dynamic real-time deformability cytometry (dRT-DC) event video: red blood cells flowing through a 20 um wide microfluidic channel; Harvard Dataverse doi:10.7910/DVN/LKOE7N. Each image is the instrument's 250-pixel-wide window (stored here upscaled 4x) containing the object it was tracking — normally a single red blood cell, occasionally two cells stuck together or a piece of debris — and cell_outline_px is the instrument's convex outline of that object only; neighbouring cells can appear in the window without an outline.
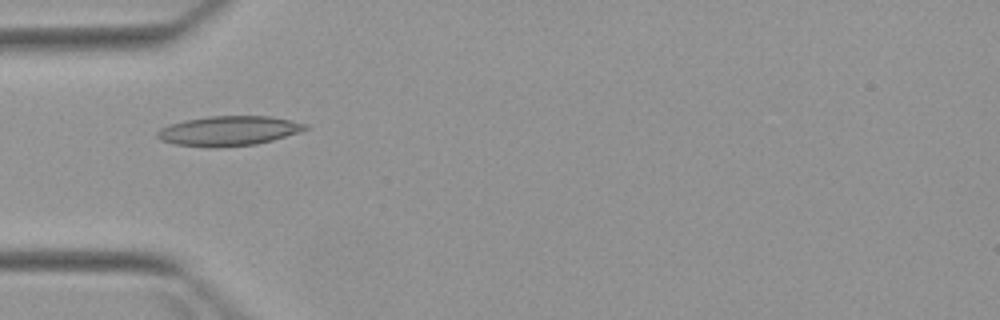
{"species": "Egyptian fruit bat (a non-hibernating species)", "species_latin": "Rousettus aegyptiacus", "temperature_condition": "warm", "stored_images_in_passage": 7, "camera_frame_rate_fps": 3000, "um_per_image_px": 0.085, "animal": {"sex": "female"}, "frame": {"image": 1, "passage_image": 4, "time_ms": 4.333, "image_size_px": [1000, 320], "cell_outline_px": [[308, 128], [300, 132], [272, 140], [256, 144], [216, 148], [208, 148], [176, 144], [160, 140], [156, 136], [156, 132], [160, 128], [168, 124], [184, 120], [208, 116], [268, 116], [292, 120], [308, 124]], "centroid_in_image_um": [19.41, 11.12], "position_along_channel_um": 65.6, "area_um2": 25.89}}
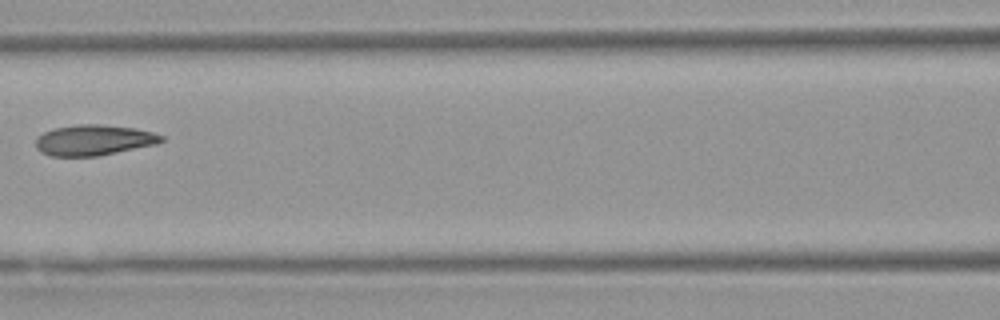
{"frame": {"image": 2, "passage_image": 6, "time_ms": 6.667, "image_size_px": [1000, 320], "cell_outline_px": [[164, 140], [156, 144], [96, 156], [52, 156], [40, 152], [36, 148], [36, 136], [52, 128], [76, 124], [100, 124], [136, 128], [152, 132], [164, 136]], "centroid_in_image_um": [7.94, 11.9], "position_along_channel_um": 158.7, "area_um2": 22.48}}
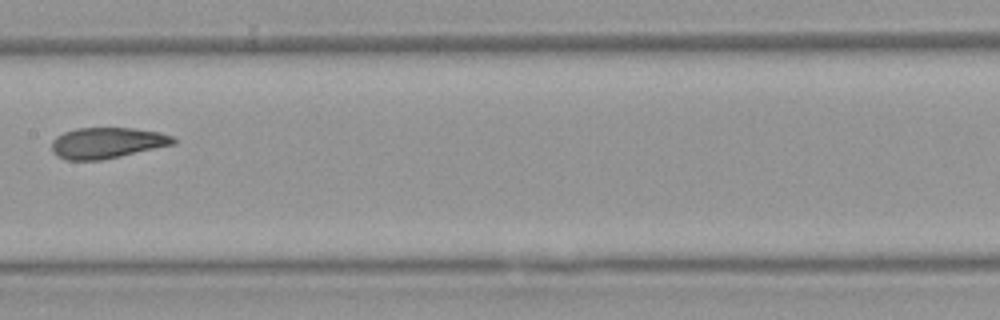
{"frame": {"image": 3, "passage_image": 7, "time_ms": 7.667, "image_size_px": [1000, 320], "cell_outline_px": [[176, 144], [120, 156], [100, 160], [68, 160], [56, 156], [52, 152], [52, 140], [56, 136], [64, 132], [76, 128], [132, 128], [160, 132], [172, 136], [176, 140]], "centroid_in_image_um": [9.09, 12.14], "position_along_channel_um": 198.3, "area_um2": 21.96}}